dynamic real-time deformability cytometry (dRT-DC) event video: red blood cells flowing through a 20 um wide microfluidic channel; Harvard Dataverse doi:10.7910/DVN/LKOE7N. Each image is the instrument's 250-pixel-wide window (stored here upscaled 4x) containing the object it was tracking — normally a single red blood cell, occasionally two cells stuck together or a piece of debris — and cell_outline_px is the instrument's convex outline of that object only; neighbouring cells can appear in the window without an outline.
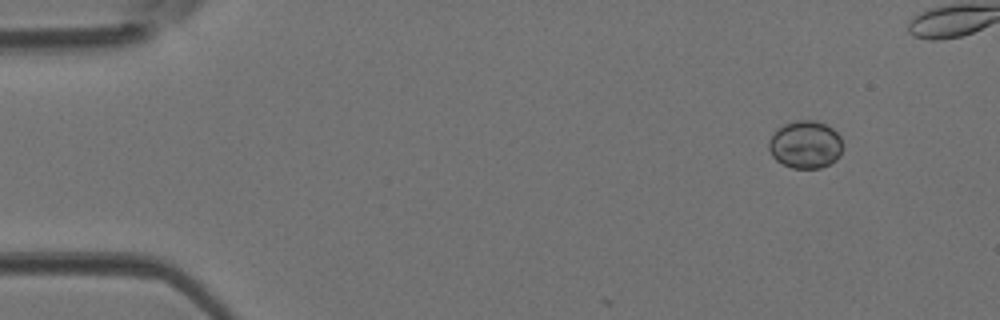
{"species": "Egyptian fruit bat (a non-hibernating species)", "species_latin": "Rousettus aegyptiacus", "temperature_condition": "room temperature", "stored_images_in_passage": 5, "camera_frame_rate_fps": 3000, "um_per_image_px": 0.085, "animal": {"sex": "female"}, "frame": {"image": 1, "passage_image": 1, "time_ms": 0.0, "image_size_px": [1000, 320], "cell_outline_px": [[840, 156], [836, 160], [820, 168], [792, 168], [776, 160], [772, 156], [768, 148], [768, 140], [776, 128], [784, 124], [796, 120], [816, 120], [832, 128], [840, 136]], "centroid_in_image_um": [68.41, 12.28], "position_along_channel_um": 16.6, "area_um2": 20.52}}